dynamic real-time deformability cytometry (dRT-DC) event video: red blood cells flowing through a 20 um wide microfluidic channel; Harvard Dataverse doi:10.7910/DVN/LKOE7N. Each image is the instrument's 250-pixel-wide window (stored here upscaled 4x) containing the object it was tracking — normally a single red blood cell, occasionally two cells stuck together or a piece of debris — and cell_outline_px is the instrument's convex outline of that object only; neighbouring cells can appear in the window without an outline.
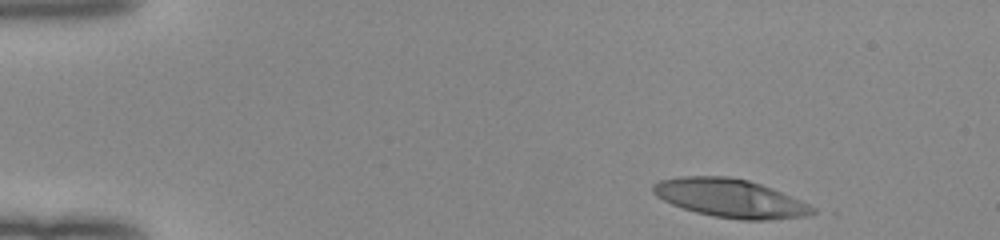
{"species": "human", "species_latin": "Homo sapiens", "temperature_condition": "room temperature", "stored_images_in_passage": 45, "camera_frame_rate_fps": 3000, "um_per_image_px": 0.085, "donor": {"sex": "female"}, "frame": {"image": 1, "passage_image": 1, "time_ms": 0.0, "image_size_px": [1000, 240], "cell_outline_px": [[816, 212], [808, 216], [768, 220], [740, 220], [712, 216], [696, 212], [672, 204], [656, 196], [652, 192], [652, 184], [660, 180], [680, 176], [728, 176], [748, 180], [772, 188], [800, 200], [816, 208]], "centroid_in_image_um": [62.07, 16.85], "position_along_channel_um": 22.9, "area_um2": 35.78}}
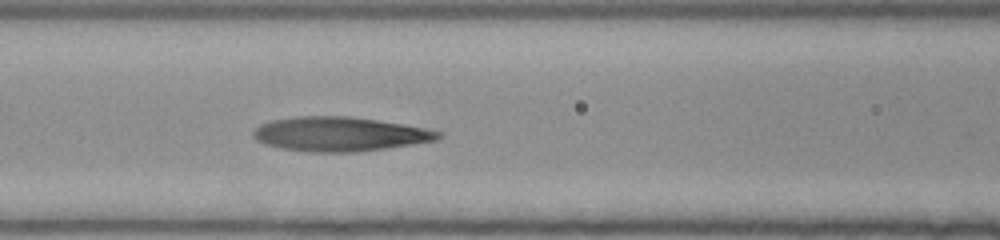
{"frame": {"image": 2, "passage_image": 17, "time_ms": 5.333, "image_size_px": [1000, 240], "cell_outline_px": [[444, 132], [436, 140], [412, 144], [384, 148], [352, 152], [312, 152], [280, 148], [264, 144], [256, 140], [252, 136], [252, 132], [260, 124], [272, 120], [296, 116], [348, 116], [376, 120], [428, 128]], "centroid_in_image_um": [28.84, 11.39], "position_along_channel_um": 137.8, "area_um2": 36.88}}
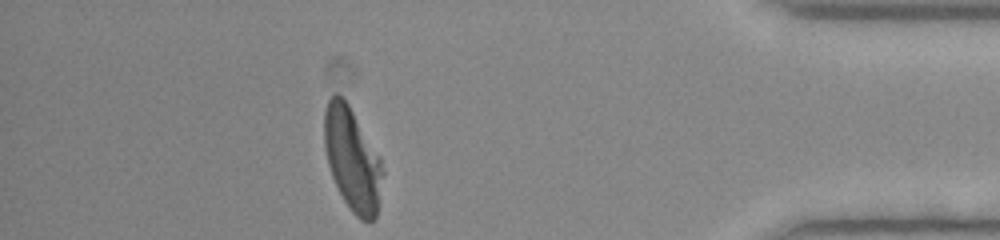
{"frame": {"image": 3, "passage_image": 40, "time_ms": 13.0, "image_size_px": [1000, 240], "cell_outline_px": [[384, 172], [376, 216], [372, 224], [368, 224], [360, 220], [352, 212], [344, 200], [332, 176], [328, 164], [324, 148], [324, 112], [328, 100], [336, 92], [348, 104], [380, 156]], "centroid_in_image_um": [29.96, 13.58], "position_along_channel_um": 405.2, "area_um2": 35.08}, "authors_computed_cell_mechanics": {"area_um2": 36.125, "velocity_mm_per_s": 4.0099, "shape_relaxation_time_tau1_ms": 6.3218, "shape_relaxation_time_tau2_ms": 1.7777, "deformation_change_tau1": 0.2794, "deformation_change_tau2": 0.1063}}